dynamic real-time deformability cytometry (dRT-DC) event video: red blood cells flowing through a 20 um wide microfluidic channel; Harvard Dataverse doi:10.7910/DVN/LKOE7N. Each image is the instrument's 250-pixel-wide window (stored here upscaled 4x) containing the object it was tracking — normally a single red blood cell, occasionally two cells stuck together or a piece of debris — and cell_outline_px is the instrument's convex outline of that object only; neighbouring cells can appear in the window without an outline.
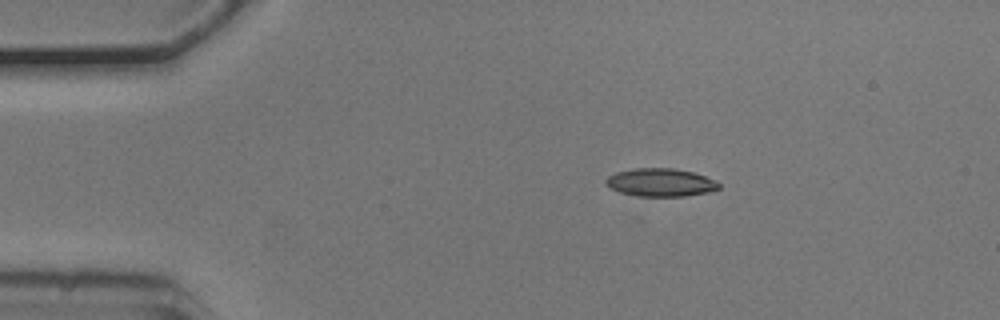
{"species": "common noctule bat (a hibernating species)", "species_latin": "Nyctalus noctula", "temperature_condition": "cold", "stored_images_in_passage": 45, "camera_frame_rate_fps": 3000, "um_per_image_px": 0.085, "animal": {"sex": "male", "body_mass_g": 20.5, "forearm_length_mm": 52.5}, "frame": {"image": 1, "passage_image": 1, "time_ms": 0.0, "image_size_px": [1000, 320], "cell_outline_px": [[720, 188], [708, 192], [684, 196], [636, 196], [620, 192], [608, 188], [604, 184], [604, 180], [608, 176], [616, 172], [632, 168], [672, 168], [692, 172], [716, 180], [720, 184]], "centroid_in_image_um": [56.1, 15.51], "position_along_channel_um": 28.9, "area_um2": 18.61}}
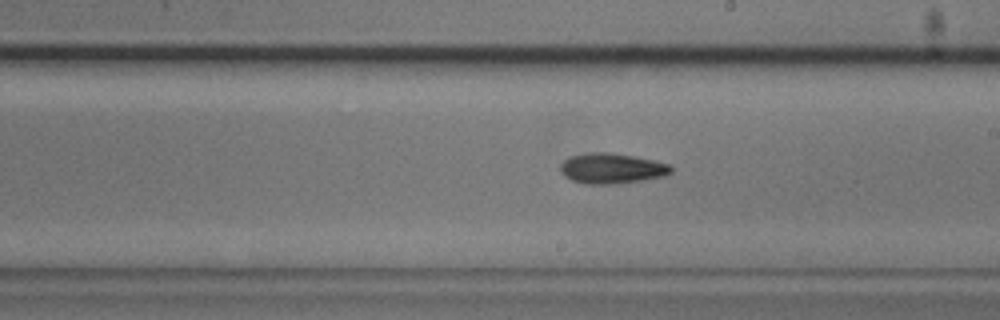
{"frame": {"image": 2, "passage_image": 22, "time_ms": 7.0, "image_size_px": [1000, 320], "cell_outline_px": [[672, 172], [664, 176], [644, 180], [616, 184], [584, 184], [572, 180], [564, 176], [560, 172], [560, 164], [568, 156], [592, 152], [612, 152], [672, 164]], "centroid_in_image_um": [51.98, 14.31], "position_along_channel_um": 237.0, "area_um2": 19.83}}
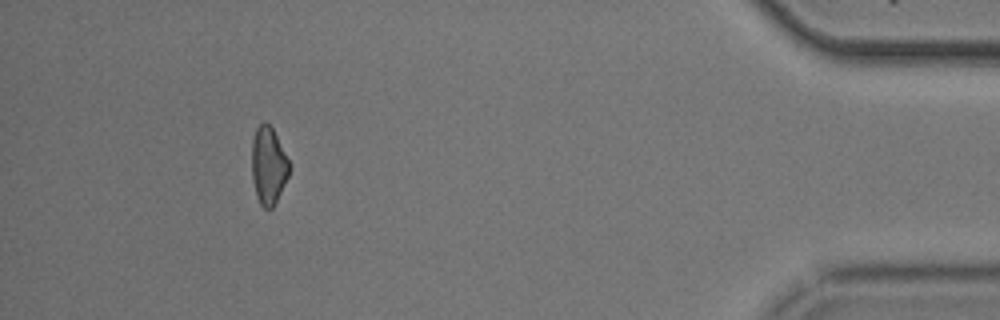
{"frame": {"image": 3, "passage_image": 41, "time_ms": 13.333, "image_size_px": [1000, 320], "cell_outline_px": [[292, 164], [288, 176], [272, 208], [264, 208], [260, 204], [256, 196], [252, 180], [252, 140], [256, 128], [264, 120], [272, 128]], "centroid_in_image_um": [22.82, 14.05], "position_along_channel_um": 412.4, "area_um2": 16.99}, "authors_computed_cell_mechanics": {"area_um2": 18.496, "velocity_mm_per_s": 3.7339, "shape_relaxation_time_tau1_ms": 3.1496, "shape_relaxation_time_tau2_ms": 6.9519, "deformation_change_tau1": 0.1162, "deformation_change_tau2": 0.1587}}